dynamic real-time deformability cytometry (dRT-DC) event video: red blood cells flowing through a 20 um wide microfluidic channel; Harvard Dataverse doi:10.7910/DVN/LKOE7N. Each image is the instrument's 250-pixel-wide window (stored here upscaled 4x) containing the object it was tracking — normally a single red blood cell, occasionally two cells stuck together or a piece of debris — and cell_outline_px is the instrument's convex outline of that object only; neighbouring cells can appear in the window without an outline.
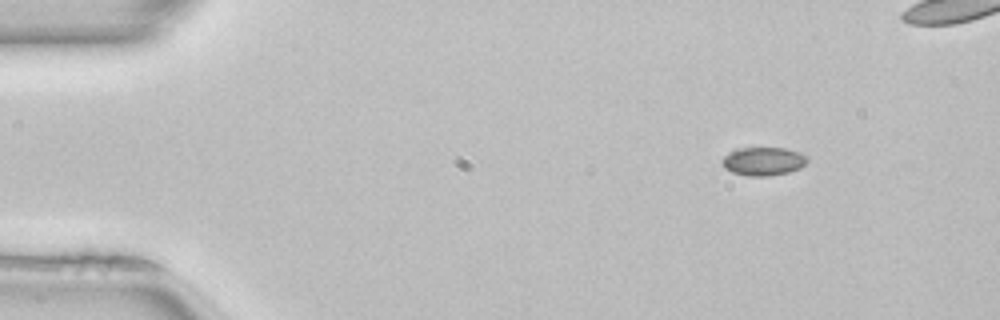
{"species": "common noctule bat (a hibernating species)", "species_latin": "Nyctalus noctula", "temperature_condition": "room temperature", "stored_images_in_passage": 46, "camera_frame_rate_fps": 3000, "um_per_image_px": 0.085, "animal": {"sex": "female", "body_mass_g": 22.7, "forearm_length_mm": 54.2}, "frame": {"image": 1, "passage_image": 1, "time_ms": 0.0, "image_size_px": [1000, 320], "cell_outline_px": [[808, 160], [800, 168], [788, 172], [768, 176], [748, 176], [732, 172], [724, 168], [720, 160], [724, 156], [736, 148], [784, 148], [800, 152], [808, 156]], "centroid_in_image_um": [64.87, 13.7], "position_along_channel_um": 20.1, "area_um2": 14.16}, "authors_computed_cell_mechanics": {"area_um2": 14.1321, "velocity_mm_per_s": 4.0676, "shape_relaxation_time_tau1_ms": 6.1135, "shape_relaxation_time_tau2_ms": null, "deformation_change_tau1": 0.0932, "deformation_change_tau2": null}}